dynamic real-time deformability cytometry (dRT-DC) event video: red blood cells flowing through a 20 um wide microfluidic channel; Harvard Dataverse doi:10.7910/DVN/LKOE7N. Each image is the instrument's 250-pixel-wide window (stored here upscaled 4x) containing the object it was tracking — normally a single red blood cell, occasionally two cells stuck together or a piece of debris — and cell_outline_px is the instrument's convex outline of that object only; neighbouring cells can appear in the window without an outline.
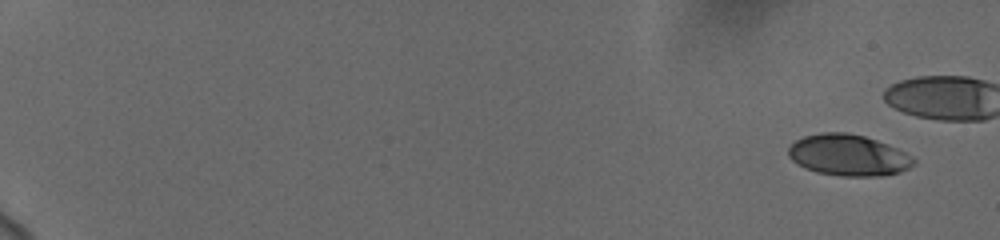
{"species": "human", "species_latin": "Homo sapiens", "temperature_condition": "cold", "stored_images_in_passage": 14, "camera_frame_rate_fps": 3000, "um_per_image_px": 0.085, "donor": {"sex": "female"}, "frame": {"image": 1, "passage_image": 1, "time_ms": 0.0, "image_size_px": [1000, 240], "cell_outline_px": [[916, 164], [900, 172], [880, 176], [840, 176], [816, 172], [804, 168], [792, 160], [788, 156], [788, 148], [796, 140], [804, 136], [820, 132], [848, 132], [864, 136], [888, 144], [912, 156], [916, 160]], "centroid_in_image_um": [72.11, 13.19], "position_along_channel_um": 12.9, "area_um2": 30.29}}
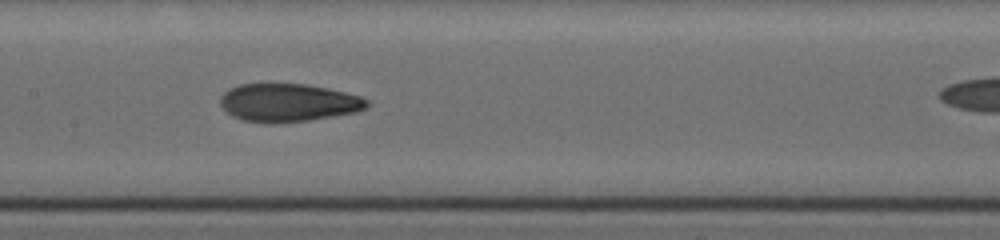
{"frame": {"image": 2, "passage_image": 12, "time_ms": 10.0, "image_size_px": [1000, 240], "cell_outline_px": [[372, 104], [368, 108], [356, 112], [308, 120], [244, 120], [232, 116], [220, 104], [220, 96], [228, 88], [240, 84], [308, 84], [328, 88], [360, 96], [372, 100]], "centroid_in_image_um": [24.58, 8.68], "position_along_channel_um": 182.8, "area_um2": 31.85}}